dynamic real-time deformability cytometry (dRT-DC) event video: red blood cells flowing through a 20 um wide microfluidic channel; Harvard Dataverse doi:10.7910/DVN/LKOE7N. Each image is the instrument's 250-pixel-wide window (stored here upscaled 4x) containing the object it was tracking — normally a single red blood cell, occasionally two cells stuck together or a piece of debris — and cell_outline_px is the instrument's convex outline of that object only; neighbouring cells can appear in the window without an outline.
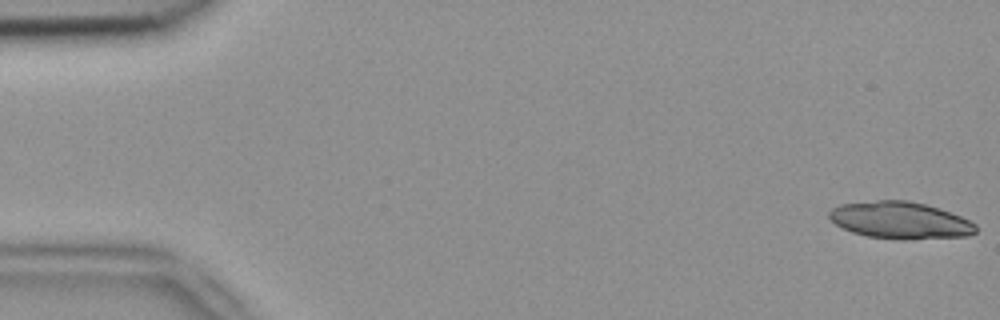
{"species": "common noctule bat (a hibernating species)", "species_latin": "Nyctalus noctula", "temperature_condition": "room temperature", "stored_images_in_passage": 6, "segment_of_instrument_passage": [2, 2], "camera_frame_rate_fps": 3000, "um_per_image_px": 0.085, "animal": {"sex": "female", "body_mass_g": 18.4}, "frame": {"image": 1, "passage_image": 6, "time_ms": 1.667, "image_size_px": [1000, 320], "cell_outline_px": [[976, 232], [968, 236], [904, 240], [900, 240], [868, 236], [852, 232], [836, 224], [828, 216], [828, 212], [832, 208], [840, 204], [876, 200], [908, 200], [924, 204], [960, 216], [976, 224]], "centroid_in_image_um": [76.5, 18.73], "position_along_channel_um": 8.5, "area_um2": 31.5}}